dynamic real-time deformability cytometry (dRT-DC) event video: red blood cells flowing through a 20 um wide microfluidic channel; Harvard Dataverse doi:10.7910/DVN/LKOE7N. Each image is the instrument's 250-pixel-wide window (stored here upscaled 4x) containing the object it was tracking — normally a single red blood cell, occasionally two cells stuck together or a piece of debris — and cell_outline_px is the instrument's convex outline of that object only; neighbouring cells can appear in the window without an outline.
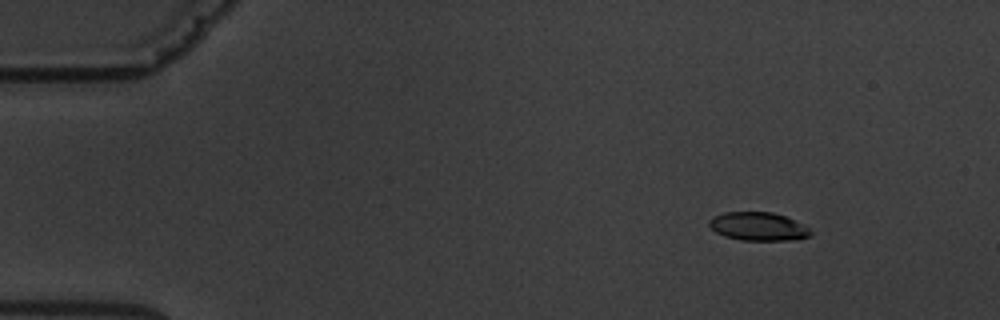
{"species": "common noctule bat (a hibernating species)", "species_latin": "Nyctalus noctula", "temperature_condition": "warm", "stored_images_in_passage": 8, "camera_frame_rate_fps": 3000, "um_per_image_px": 0.085, "animal": {"sex": "male", "body_mass_g": 19.5, "forearm_length_mm": 54.6}, "frame": {"image": 1, "passage_image": 2, "time_ms": 2.0, "image_size_px": [1000, 320], "cell_outline_px": [[812, 236], [792, 240], [740, 240], [724, 236], [716, 232], [708, 224], [708, 220], [712, 216], [724, 212], [772, 212], [784, 216], [804, 224], [812, 232]], "centroid_in_image_um": [64.44, 19.25], "position_along_channel_um": 20.6, "area_um2": 16.88}}
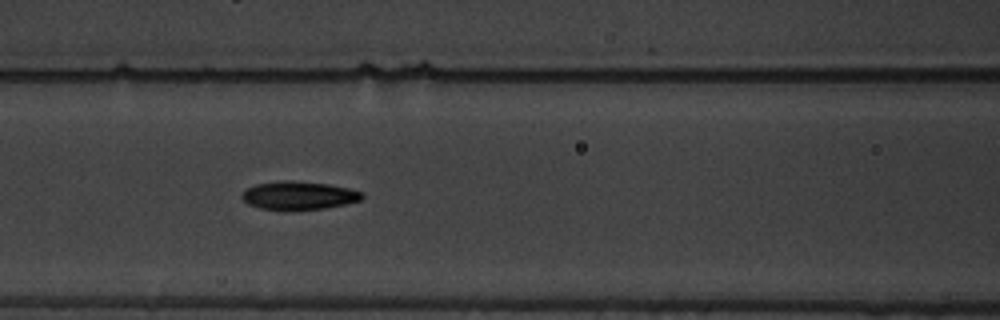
{"frame": {"image": 2, "passage_image": 7, "time_ms": 8.0, "image_size_px": [1000, 320], "cell_outline_px": [[364, 196], [360, 200], [344, 204], [324, 208], [288, 212], [280, 212], [260, 208], [248, 204], [240, 196], [244, 188], [256, 184], [284, 180], [328, 184], [348, 188], [364, 192]], "centroid_in_image_um": [25.34, 16.64], "position_along_channel_um": 141.3, "area_um2": 20.29}}
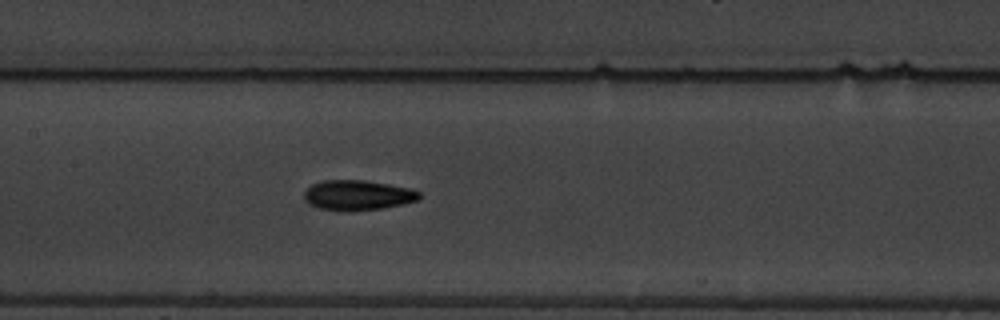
{"frame": {"image": 3, "passage_image": 8, "time_ms": 9.0, "image_size_px": [1000, 320], "cell_outline_px": [[420, 200], [404, 204], [384, 208], [348, 212], [344, 212], [320, 208], [308, 204], [304, 200], [304, 192], [312, 184], [324, 180], [364, 180], [412, 188], [420, 192]], "centroid_in_image_um": [30.42, 16.6], "position_along_channel_um": 177.0, "area_um2": 20.52}}